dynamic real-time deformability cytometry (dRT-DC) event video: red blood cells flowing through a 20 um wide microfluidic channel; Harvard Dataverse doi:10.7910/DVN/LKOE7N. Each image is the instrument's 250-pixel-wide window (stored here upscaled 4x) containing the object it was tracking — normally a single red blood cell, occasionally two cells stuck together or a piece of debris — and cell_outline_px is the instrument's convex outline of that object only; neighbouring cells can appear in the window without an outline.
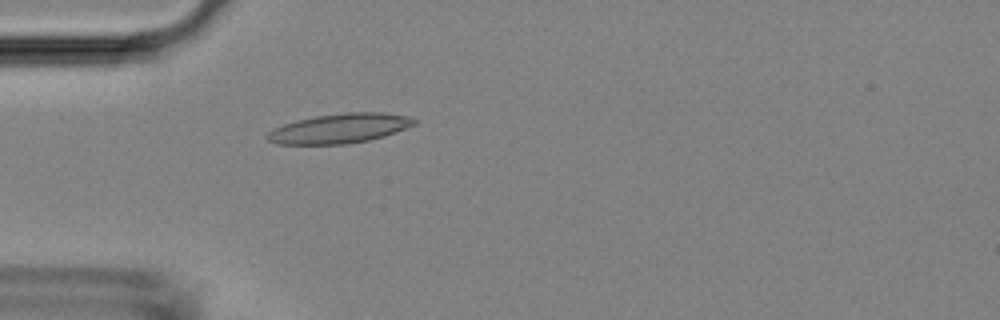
{"species": "Egyptian fruit bat (a non-hibernating species)", "species_latin": "Rousettus aegyptiacus", "temperature_condition": "room temperature", "stored_images_in_passage": 4, "camera_frame_rate_fps": 3000, "um_per_image_px": 0.085, "animal": {"sex": "female"}, "frame": {"image": 1, "passage_image": 4, "time_ms": 4.333, "image_size_px": [1000, 320], "cell_outline_px": [[416, 124], [396, 132], [384, 136], [368, 140], [348, 144], [276, 144], [268, 140], [264, 136], [272, 128], [296, 120], [316, 116], [344, 112], [384, 112], [408, 116], [416, 120]], "centroid_in_image_um": [28.85, 10.91], "position_along_channel_um": 56.2, "area_um2": 25.49}}